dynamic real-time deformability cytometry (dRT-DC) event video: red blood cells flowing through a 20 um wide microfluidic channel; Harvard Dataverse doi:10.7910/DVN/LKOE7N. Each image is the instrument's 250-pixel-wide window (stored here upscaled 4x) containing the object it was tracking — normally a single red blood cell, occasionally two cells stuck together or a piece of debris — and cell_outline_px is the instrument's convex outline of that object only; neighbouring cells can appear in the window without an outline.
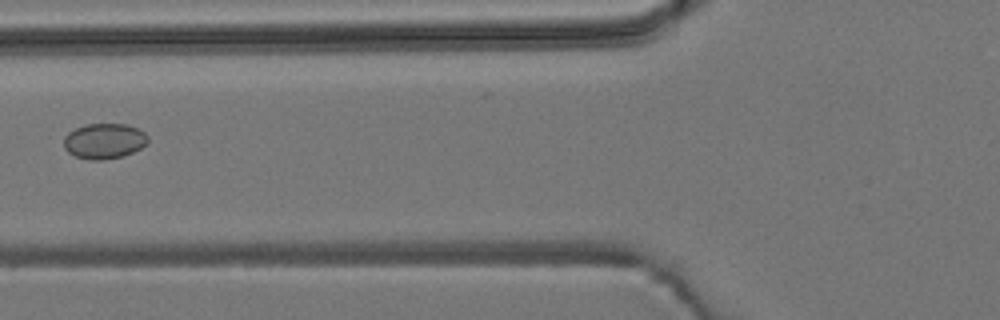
{"species": "common noctule bat (a hibernating species)", "species_latin": "Nyctalus noctula", "temperature_condition": "room temperature", "stored_images_in_passage": 6, "camera_frame_rate_fps": 3000, "um_per_image_px": 0.085, "animal": {"sex": "male", "body_mass_g": 19.2, "forearm_length_mm": 51.8}, "frame": {"image": 1, "passage_image": 6, "time_ms": 5.667, "image_size_px": [1000, 320], "cell_outline_px": [[148, 144], [124, 156], [100, 160], [88, 160], [76, 156], [68, 152], [64, 148], [64, 136], [68, 132], [76, 128], [88, 124], [128, 124], [144, 132], [148, 136]], "centroid_in_image_um": [8.86, 11.99], "position_along_channel_um": 116.9, "area_um2": 17.4}}